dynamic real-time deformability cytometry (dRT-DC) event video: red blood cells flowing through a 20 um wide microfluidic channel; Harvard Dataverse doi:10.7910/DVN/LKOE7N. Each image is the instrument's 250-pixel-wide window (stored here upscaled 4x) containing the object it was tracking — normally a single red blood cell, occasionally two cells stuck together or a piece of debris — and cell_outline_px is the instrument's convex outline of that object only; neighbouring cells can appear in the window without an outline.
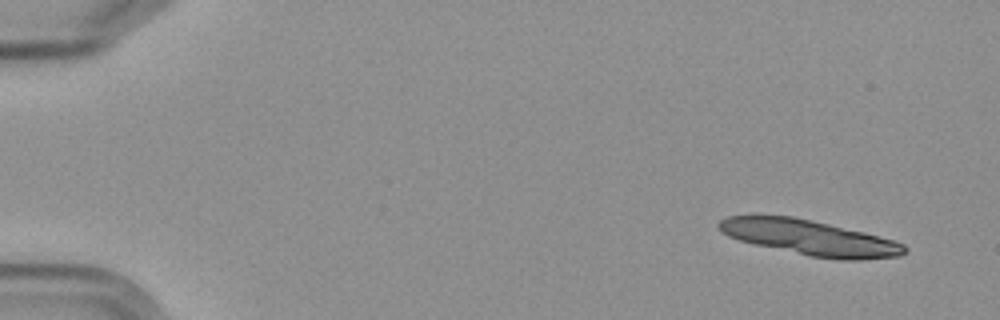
{"species": "Egyptian fruit bat (a non-hibernating species)", "species_latin": "Rousettus aegyptiacus", "temperature_condition": "cold", "stored_images_in_passage": 4, "camera_frame_rate_fps": 3000, "um_per_image_px": 0.085, "frame": {"image": 1, "passage_image": 1, "time_ms": 0.0, "image_size_px": [1000, 320], "cell_outline_px": [[908, 252], [900, 256], [860, 260], [840, 260], [808, 256], [752, 244], [728, 236], [720, 232], [716, 224], [720, 220], [728, 216], [792, 216], [812, 220], [864, 232], [892, 240], [904, 244], [908, 248]], "centroid_in_image_um": [68.82, 20.21], "position_along_channel_um": 16.2, "area_um2": 38.21}}